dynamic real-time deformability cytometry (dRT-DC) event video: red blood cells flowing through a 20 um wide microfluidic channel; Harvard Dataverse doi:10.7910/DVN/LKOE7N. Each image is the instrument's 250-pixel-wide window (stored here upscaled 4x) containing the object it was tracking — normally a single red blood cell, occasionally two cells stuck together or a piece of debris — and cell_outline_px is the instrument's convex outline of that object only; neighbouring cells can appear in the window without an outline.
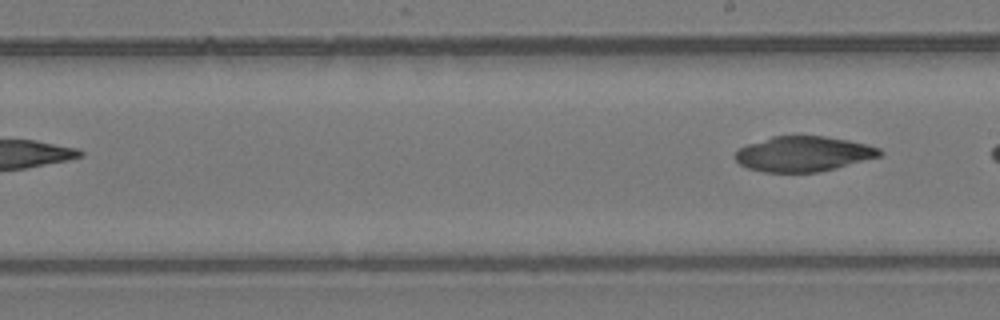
{"species": "common noctule bat (a hibernating species)", "species_latin": "Nyctalus noctula", "temperature_condition": "room temperature", "stored_images_in_passage": 6, "segment_of_instrument_passage": [2, 2], "camera_frame_rate_fps": 3000, "um_per_image_px": 0.085, "animal": {"sex": "female", "body_mass_g": 24.6, "forearm_length_mm": 56.2}, "frame": {"image": 1, "passage_image": 6, "time_ms": 1.667, "image_size_px": [1000, 320], "cell_outline_px": [[884, 152], [880, 156], [836, 168], [816, 172], [764, 172], [748, 168], [740, 164], [732, 156], [740, 148], [748, 144], [772, 136], [824, 136], [848, 140], [868, 144], [880, 148]], "centroid_in_image_um": [68.29, 13.08], "position_along_channel_um": 220.7, "area_um2": 29.59}}